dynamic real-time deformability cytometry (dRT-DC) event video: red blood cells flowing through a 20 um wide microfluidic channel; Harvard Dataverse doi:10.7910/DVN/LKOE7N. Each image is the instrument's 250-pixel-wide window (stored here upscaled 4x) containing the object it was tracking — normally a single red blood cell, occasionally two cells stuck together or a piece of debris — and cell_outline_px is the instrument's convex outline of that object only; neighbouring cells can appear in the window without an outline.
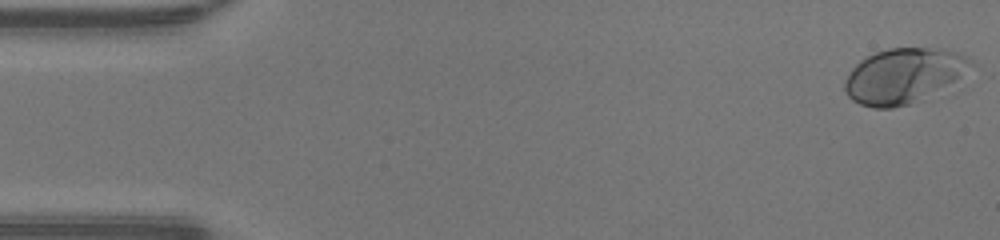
{"species": "human", "species_latin": "Homo sapiens", "temperature_condition": "warm", "stored_images_in_passage": 48, "camera_frame_rate_fps": 3000, "um_per_image_px": 0.085, "donor": {"sex": "male"}, "frame": {"image": 1, "passage_image": 1, "time_ms": 0.0, "image_size_px": [1000, 240], "cell_outline_px": [[972, 64], [960, 76], [928, 100], [912, 104], [892, 108], [872, 108], [860, 104], [852, 100], [848, 96], [844, 88], [844, 80], [848, 72], [860, 60], [876, 52], [888, 48], [944, 48], [956, 52], [972, 60]], "centroid_in_image_um": [76.78, 6.47], "position_along_channel_um": 8.2, "area_um2": 40.75}}
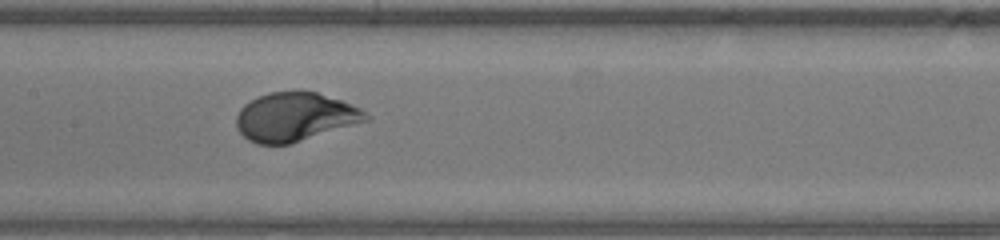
{"frame": {"image": 2, "passage_image": 23, "time_ms": 7.333, "image_size_px": [1000, 240], "cell_outline_px": [[372, 120], [288, 144], [256, 144], [248, 140], [236, 128], [236, 116], [240, 108], [244, 104], [256, 96], [268, 92], [316, 92], [352, 104], [360, 108], [372, 116]], "centroid_in_image_um": [25.08, 9.94], "position_along_channel_um": 182.3, "area_um2": 36.88}}
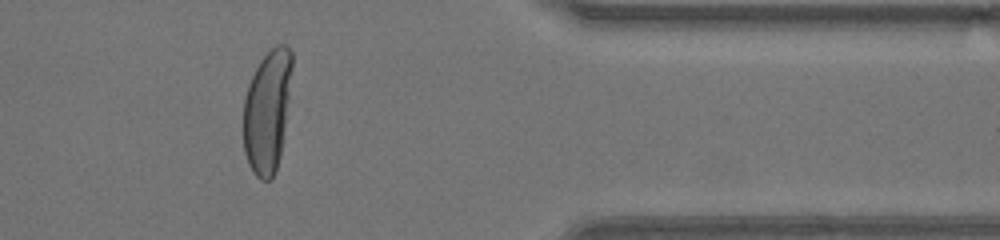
{"frame": {"image": 3, "passage_image": 39, "time_ms": 12.667, "image_size_px": [1000, 240], "cell_outline_px": [[292, 68], [280, 156], [272, 180], [260, 180], [256, 176], [248, 164], [244, 152], [244, 100], [248, 84], [260, 60], [276, 44], [284, 44], [292, 52]], "centroid_in_image_um": [22.7, 9.45], "position_along_channel_um": 388.7, "area_um2": 34.33}, "authors_computed_cell_mechanics": {"area_um2": 36.5585, "velocity_mm_per_s": 4.3019, "shape_relaxation_time_tau1_ms": 3.23, "shape_relaxation_time_tau2_ms": null, "deformation_change_tau1": 0.2064, "deformation_change_tau2": null}}